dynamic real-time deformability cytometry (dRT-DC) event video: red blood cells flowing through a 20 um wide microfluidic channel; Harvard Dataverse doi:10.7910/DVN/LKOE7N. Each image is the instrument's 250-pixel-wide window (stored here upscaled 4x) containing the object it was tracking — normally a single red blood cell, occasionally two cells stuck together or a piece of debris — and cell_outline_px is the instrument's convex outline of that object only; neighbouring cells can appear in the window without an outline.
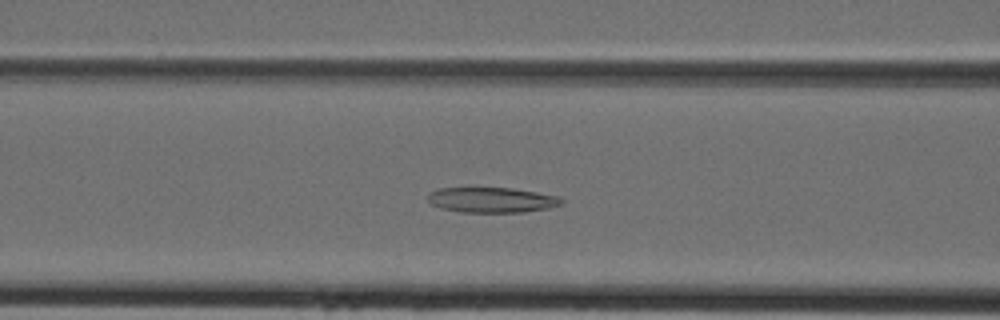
{"species": "Egyptian fruit bat (a non-hibernating species)", "species_latin": "Rousettus aegyptiacus", "temperature_condition": "cold", "stored_images_in_passage": 44, "camera_frame_rate_fps": 3000, "um_per_image_px": 0.085, "animal": {"sex": "female"}, "frame": {"image": 1, "passage_image": 18, "time_ms": 5.667, "image_size_px": [1000, 320], "cell_outline_px": [[564, 200], [560, 204], [548, 208], [524, 212], [460, 212], [440, 208], [432, 204], [428, 200], [428, 192], [440, 188], [468, 184], [512, 188], [560, 196]], "centroid_in_image_um": [41.71, 16.94], "position_along_channel_um": 124.9, "area_um2": 20.69}}
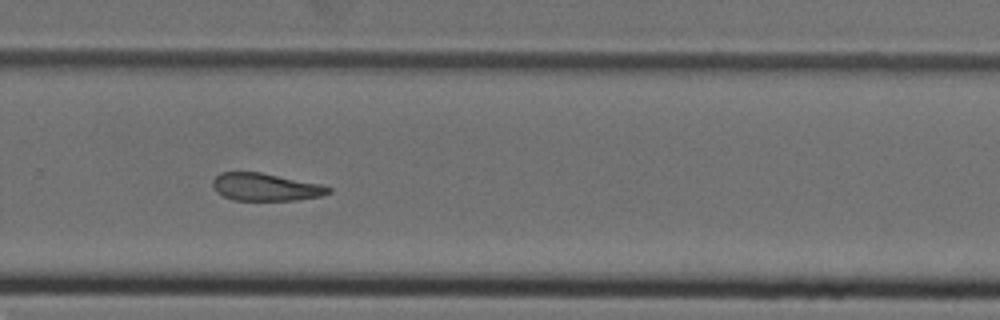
{"frame": {"image": 2, "passage_image": 30, "time_ms": 9.667, "image_size_px": [1000, 320], "cell_outline_px": [[332, 192], [320, 196], [296, 200], [232, 200], [216, 192], [212, 188], [212, 180], [220, 172], [260, 172], [320, 184], [332, 188]], "centroid_in_image_um": [22.54, 15.9], "position_along_channel_um": 307.3, "area_um2": 18.61}}
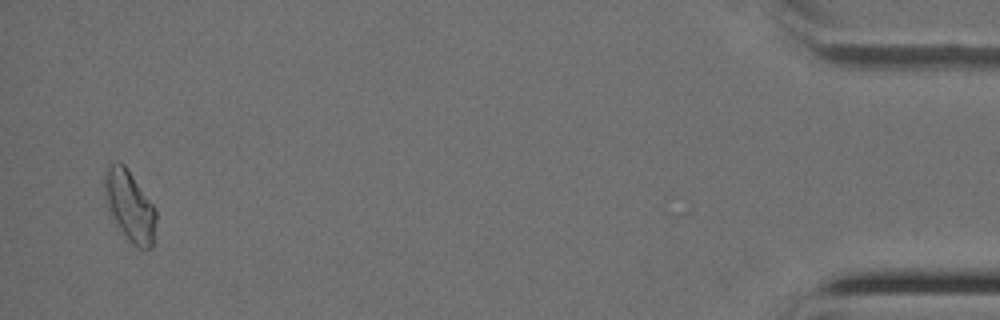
{"frame": {"image": 3, "passage_image": 43, "time_ms": 14.0, "image_size_px": [1000, 320], "cell_outline_px": [[156, 220], [152, 248], [144, 252], [132, 244], [128, 240], [108, 212], [104, 196], [104, 168], [112, 160], [120, 160], [124, 164], [156, 208]], "centroid_in_image_um": [11.0, 17.48], "position_along_channel_um": 424.2, "area_um2": 21.85}}